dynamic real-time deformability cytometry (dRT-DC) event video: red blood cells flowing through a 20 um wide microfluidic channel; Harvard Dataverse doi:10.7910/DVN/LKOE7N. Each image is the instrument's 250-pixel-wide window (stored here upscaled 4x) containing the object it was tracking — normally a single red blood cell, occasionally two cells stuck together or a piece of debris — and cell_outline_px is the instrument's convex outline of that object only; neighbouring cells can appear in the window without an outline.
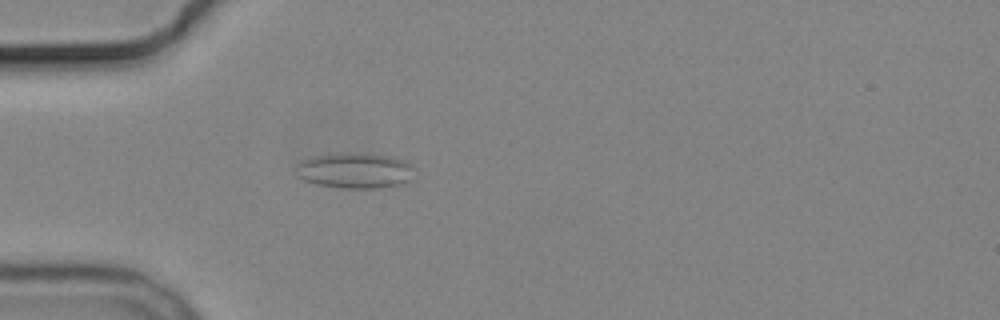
{"species": "common noctule bat (a hibernating species)", "species_latin": "Nyctalus noctula", "temperature_condition": "cold", "stored_images_in_passage": 3, "camera_frame_rate_fps": 3000, "um_per_image_px": 0.085, "animal": {"sex": "male", "body_mass_g": 19.2, "forearm_length_mm": 51.8}, "frame": {"image": 1, "passage_image": 3, "time_ms": 3.0, "image_size_px": [1000, 320], "cell_outline_px": [[412, 180], [400, 184], [380, 188], [344, 188], [316, 184], [304, 180], [296, 176], [296, 164], [300, 160], [316, 156], [388, 156], [400, 160], [408, 164], [412, 168]], "centroid_in_image_um": [30.12, 14.57], "position_along_channel_um": 54.9, "area_um2": 23.29}}